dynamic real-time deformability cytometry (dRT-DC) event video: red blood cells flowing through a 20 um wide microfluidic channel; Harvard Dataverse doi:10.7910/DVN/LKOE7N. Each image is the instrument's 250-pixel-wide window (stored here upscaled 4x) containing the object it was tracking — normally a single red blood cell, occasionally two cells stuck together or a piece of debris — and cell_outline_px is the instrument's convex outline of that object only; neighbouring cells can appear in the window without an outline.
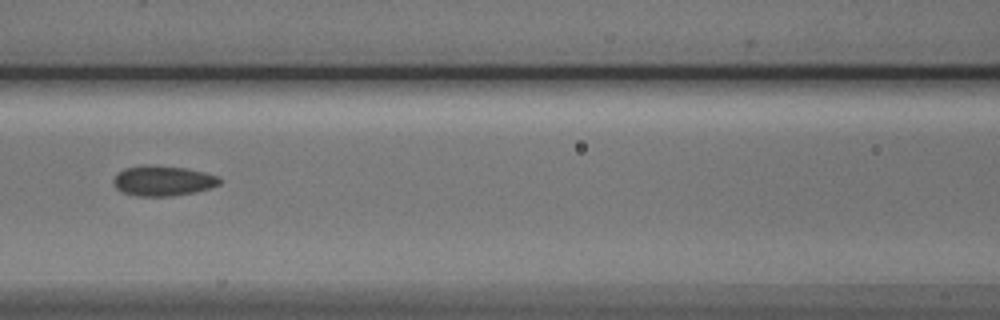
{"species": "Egyptian fruit bat (a non-hibernating species)", "species_latin": "Rousettus aegyptiacus", "temperature_condition": "cold", "stored_images_in_passage": 4, "camera_frame_rate_fps": 3000, "um_per_image_px": 0.085, "animal": {"sex": "male"}, "frame": {"image": 1, "passage_image": 4, "time_ms": 4.333, "image_size_px": [1000, 320], "cell_outline_px": [[220, 184], [196, 192], [172, 196], [136, 196], [124, 192], [116, 188], [112, 184], [112, 180], [124, 168], [144, 164], [152, 164], [188, 168], [220, 176]], "centroid_in_image_um": [13.85, 15.35], "position_along_channel_um": 152.8, "area_um2": 18.9}}